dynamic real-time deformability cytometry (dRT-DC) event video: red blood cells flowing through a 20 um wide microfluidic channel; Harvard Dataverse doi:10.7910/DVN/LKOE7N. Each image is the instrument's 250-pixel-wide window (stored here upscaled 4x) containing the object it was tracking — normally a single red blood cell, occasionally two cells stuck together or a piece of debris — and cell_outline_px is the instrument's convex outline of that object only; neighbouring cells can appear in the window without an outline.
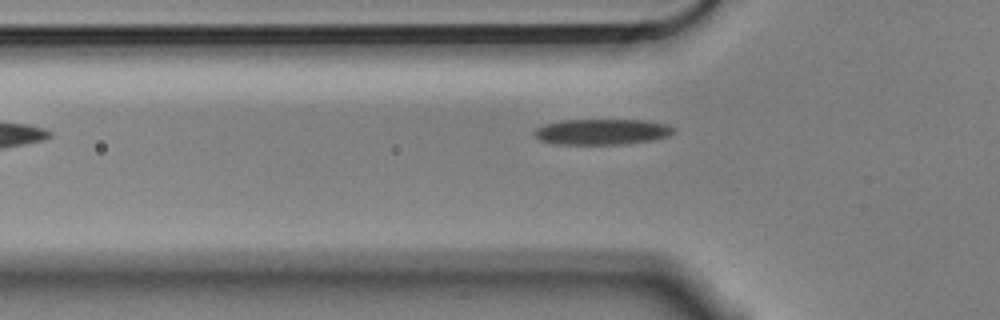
{"species": "Egyptian fruit bat (a non-hibernating species)", "species_latin": "Rousettus aegyptiacus", "temperature_condition": "cold", "stored_images_in_passage": 3, "camera_frame_rate_fps": 3000, "um_per_image_px": 0.085, "animal": {"sex": "male"}, "frame": {"image": 1, "passage_image": 3, "time_ms": 0.667, "image_size_px": [1000, 320], "cell_outline_px": [[676, 132], [668, 136], [652, 140], [620, 144], [556, 144], [540, 140], [532, 132], [536, 128], [544, 124], [560, 120], [648, 120], [668, 124], [676, 128]], "centroid_in_image_um": [51.19, 11.19], "position_along_channel_um": 74.6, "area_um2": 21.04}}